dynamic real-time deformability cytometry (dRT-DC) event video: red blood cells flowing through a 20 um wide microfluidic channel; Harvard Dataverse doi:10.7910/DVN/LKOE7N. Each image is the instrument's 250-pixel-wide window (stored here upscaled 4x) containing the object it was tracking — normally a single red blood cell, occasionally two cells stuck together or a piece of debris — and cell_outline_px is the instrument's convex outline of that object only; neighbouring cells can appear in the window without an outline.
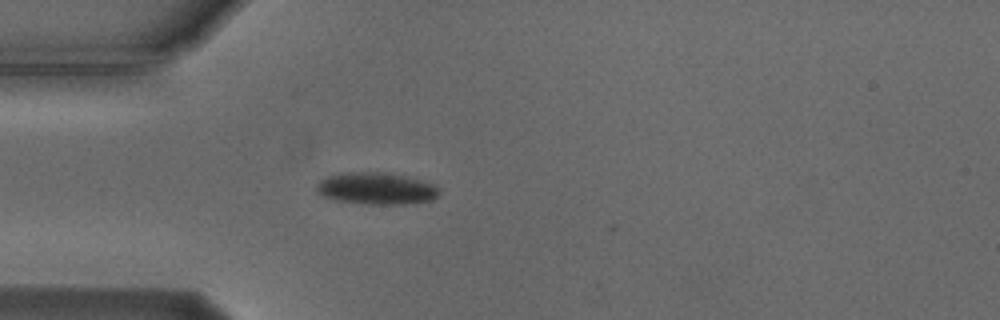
{"species": "Egyptian fruit bat (a non-hibernating species)", "species_latin": "Rousettus aegyptiacus", "temperature_condition": "cold", "stored_images_in_passage": 32, "camera_frame_rate_fps": 3000, "um_per_image_px": 0.085, "animal": {"sex": "male"}, "frame": {"image": 1, "passage_image": 3, "time_ms": 0.667, "image_size_px": [1000, 320], "cell_outline_px": [[440, 192], [432, 200], [404, 204], [368, 204], [336, 200], [324, 196], [316, 192], [316, 184], [320, 180], [328, 176], [344, 172], [384, 172], [404, 176], [436, 184], [440, 188]], "centroid_in_image_um": [31.99, 16.01], "position_along_channel_um": 53.0, "area_um2": 22.83}}
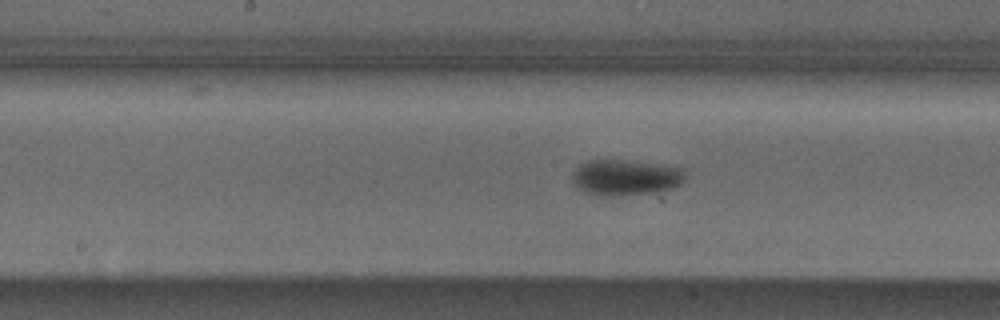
{"frame": {"image": 2, "passage_image": 15, "time_ms": 4.667, "image_size_px": [1000, 320], "cell_outline_px": [[684, 180], [680, 184], [672, 188], [652, 192], [600, 196], [576, 188], [572, 180], [572, 172], [580, 164], [588, 160], [628, 160], [684, 168]], "centroid_in_image_um": [53.14, 15.06], "position_along_channel_um": 195.1, "area_um2": 23.29}}
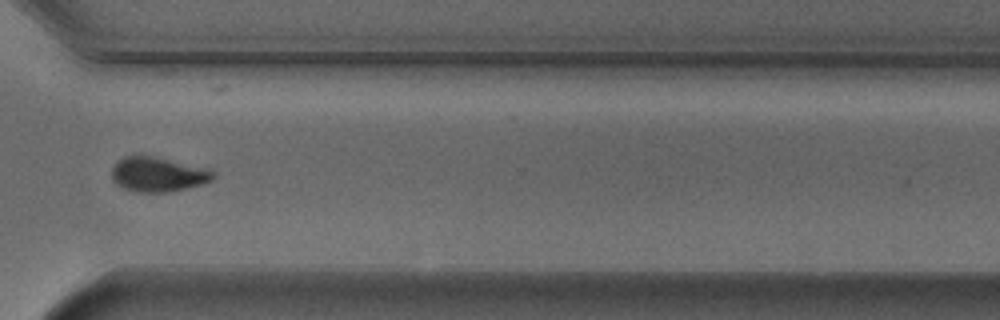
{"frame": {"image": 3, "passage_image": 28, "time_ms": 9.0, "image_size_px": [1000, 320], "cell_outline_px": [[216, 176], [212, 180], [200, 184], [168, 192], [140, 192], [124, 188], [116, 184], [112, 180], [112, 164], [116, 160], [124, 156], [140, 152], [208, 168], [216, 172]], "centroid_in_image_um": [13.38, 14.76], "position_along_channel_um": 357.2, "area_um2": 21.15}}